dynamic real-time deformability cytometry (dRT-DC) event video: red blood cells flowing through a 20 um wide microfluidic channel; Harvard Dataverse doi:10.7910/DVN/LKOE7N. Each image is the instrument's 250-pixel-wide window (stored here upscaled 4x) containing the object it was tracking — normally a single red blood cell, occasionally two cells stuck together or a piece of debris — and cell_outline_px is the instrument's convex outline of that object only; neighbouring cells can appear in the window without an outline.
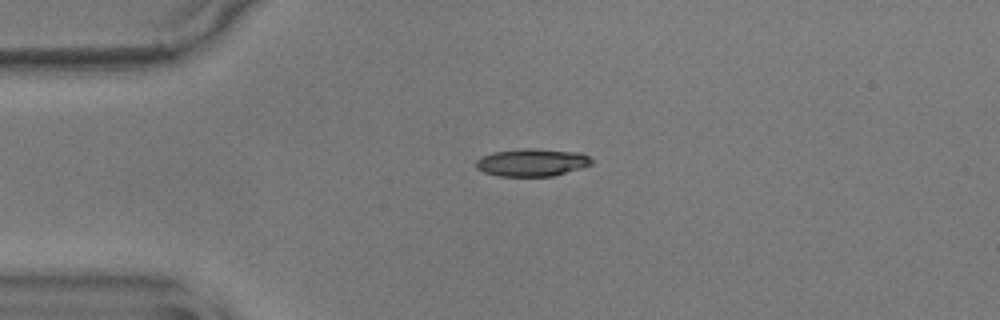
{"species": "common noctule bat (a hibernating species)", "species_latin": "Nyctalus noctula", "temperature_condition": "warm", "stored_images_in_passage": 44, "camera_frame_rate_fps": 3000, "um_per_image_px": 0.085, "animal": {"sex": "male", "body_mass_g": 17.9}, "frame": {"image": 1, "passage_image": 1, "time_ms": 0.0, "image_size_px": [1000, 320], "cell_outline_px": [[592, 164], [580, 168], [552, 176], [500, 176], [484, 172], [476, 168], [476, 160], [480, 156], [492, 152], [524, 148], [528, 148], [580, 152], [588, 156], [592, 160]], "centroid_in_image_um": [45.18, 13.8], "position_along_channel_um": 39.8, "area_um2": 18.55}}
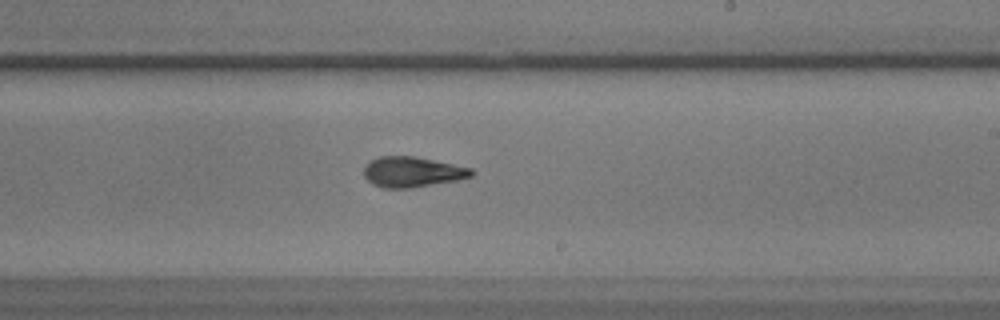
{"frame": {"image": 2, "passage_image": 21, "time_ms": 6.667, "image_size_px": [1000, 320], "cell_outline_px": [[476, 172], [472, 176], [456, 180], [408, 188], [384, 188], [372, 184], [364, 176], [364, 168], [372, 160], [380, 156], [416, 156], [472, 168]], "centroid_in_image_um": [35.06, 14.61], "position_along_channel_um": 253.9, "area_um2": 18.9}}
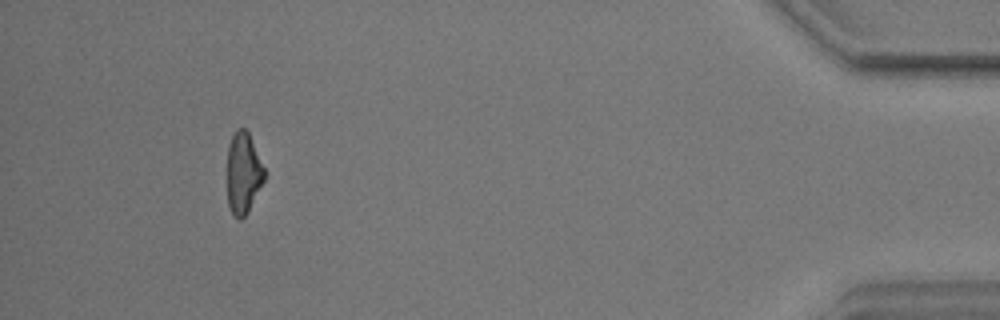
{"frame": {"image": 3, "passage_image": 40, "time_ms": 13.0, "image_size_px": [1000, 320], "cell_outline_px": [[264, 180], [248, 212], [240, 220], [228, 208], [228, 144], [236, 128], [244, 128], [248, 132], [264, 168]], "centroid_in_image_um": [20.67, 14.71], "position_along_channel_um": 414.5, "area_um2": 17.34}, "authors_computed_cell_mechanics": {"area_um2": 18.9006, "velocity_mm_per_s": 3.5874, "shape_relaxation_time_tau1_ms": 5.6729, "shape_relaxation_time_tau2_ms": 2.3337, "deformation_change_tau1": 0.1828, "deformation_change_tau2": 0.1028}}